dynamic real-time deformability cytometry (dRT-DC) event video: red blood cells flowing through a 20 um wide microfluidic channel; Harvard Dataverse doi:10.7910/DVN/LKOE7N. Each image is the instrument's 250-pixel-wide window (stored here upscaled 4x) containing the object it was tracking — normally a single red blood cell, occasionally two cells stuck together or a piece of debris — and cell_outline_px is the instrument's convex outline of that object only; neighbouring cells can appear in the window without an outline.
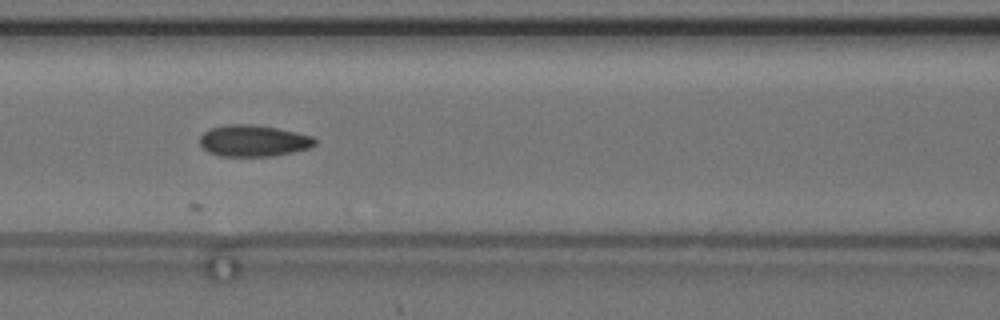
{"species": "common noctule bat (a hibernating species)", "species_latin": "Nyctalus noctula", "temperature_condition": "cold", "stored_images_in_passage": 22, "camera_frame_rate_fps": 3000, "um_per_image_px": 0.085, "animal": {"sex": "female", "body_mass_g": 24.6, "forearm_length_mm": 56.2}, "frame": {"image": 1, "passage_image": 10, "time_ms": 3.0, "image_size_px": [1000, 320], "cell_outline_px": [[316, 144], [308, 148], [292, 152], [272, 156], [220, 156], [208, 152], [200, 144], [200, 136], [204, 132], [212, 128], [224, 124], [252, 124], [276, 128], [296, 132], [312, 136], [316, 140]], "centroid_in_image_um": [21.53, 11.96], "position_along_channel_um": 145.1, "area_um2": 21.04}}